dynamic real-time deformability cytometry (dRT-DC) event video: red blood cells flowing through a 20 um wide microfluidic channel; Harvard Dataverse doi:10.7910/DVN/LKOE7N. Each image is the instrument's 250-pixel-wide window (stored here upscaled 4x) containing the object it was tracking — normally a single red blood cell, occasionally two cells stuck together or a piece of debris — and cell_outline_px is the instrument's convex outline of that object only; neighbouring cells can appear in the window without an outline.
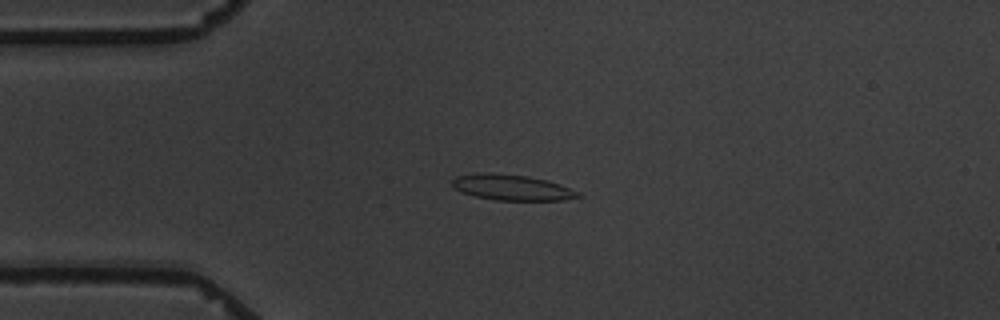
{"species": "common noctule bat (a hibernating species)", "species_latin": "Nyctalus noctula", "temperature_condition": "warm", "stored_images_in_passage": 5, "camera_frame_rate_fps": 3000, "um_per_image_px": 0.085, "animal": {"sex": "male", "body_mass_g": 19.5, "forearm_length_mm": 54.6}, "frame": {"image": 1, "passage_image": 4, "time_ms": 4.333, "image_size_px": [1000, 320], "cell_outline_px": [[584, 196], [564, 200], [496, 200], [476, 196], [460, 192], [452, 188], [452, 180], [456, 176], [476, 172], [492, 172], [528, 176], [548, 180], [560, 184], [580, 192]], "centroid_in_image_um": [43.5, 15.92], "position_along_channel_um": 41.5, "area_um2": 19.19}}